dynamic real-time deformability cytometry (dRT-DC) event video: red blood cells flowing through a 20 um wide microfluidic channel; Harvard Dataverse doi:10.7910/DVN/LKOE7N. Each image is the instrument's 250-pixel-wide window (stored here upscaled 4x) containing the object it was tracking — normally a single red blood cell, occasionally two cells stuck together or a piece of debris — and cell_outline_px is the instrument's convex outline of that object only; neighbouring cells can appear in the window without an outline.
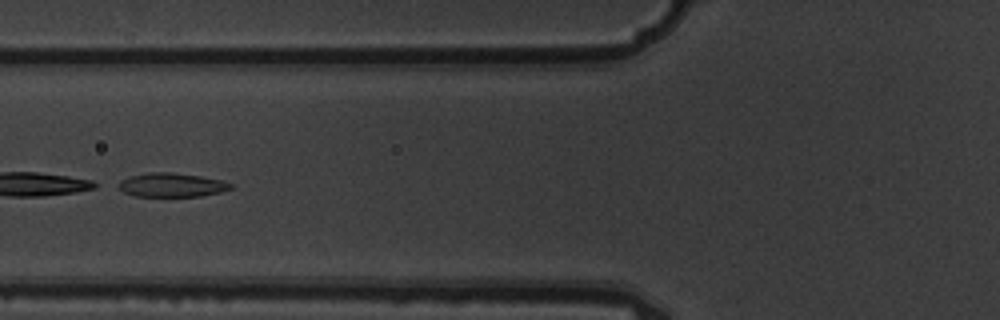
{"species": "common noctule bat (a hibernating species)", "species_latin": "Nyctalus noctula", "temperature_condition": "warm", "stored_images_in_passage": 9, "camera_frame_rate_fps": 3000, "um_per_image_px": 0.085, "animal": {"sex": "male", "body_mass_g": 19.5, "forearm_length_mm": 54.6}, "frame": {"image": 1, "passage_image": 7, "time_ms": 2.0, "image_size_px": [1000, 320], "cell_outline_px": [[232, 188], [220, 192], [200, 196], [136, 196], [124, 192], [112, 184], [120, 180], [132, 176], [148, 172], [172, 172], [200, 176], [224, 180], [232, 184]], "centroid_in_image_um": [14.55, 15.71], "position_along_channel_um": 111.2, "area_um2": 15.78}}
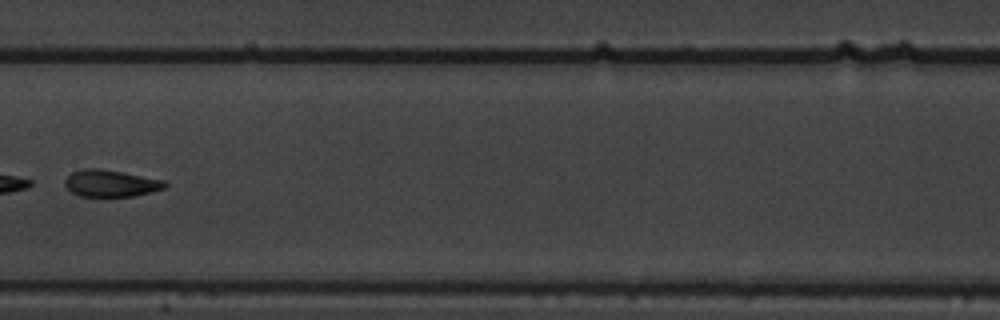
{"frame": {"image": 2, "passage_image": 9, "time_ms": 2.667, "image_size_px": [1000, 320], "cell_outline_px": [[168, 184], [164, 188], [152, 192], [132, 196], [80, 196], [72, 192], [64, 184], [64, 180], [72, 172], [84, 168], [100, 168], [164, 180]], "centroid_in_image_um": [9.41, 15.58], "position_along_channel_um": 198.0, "area_um2": 15.55}}